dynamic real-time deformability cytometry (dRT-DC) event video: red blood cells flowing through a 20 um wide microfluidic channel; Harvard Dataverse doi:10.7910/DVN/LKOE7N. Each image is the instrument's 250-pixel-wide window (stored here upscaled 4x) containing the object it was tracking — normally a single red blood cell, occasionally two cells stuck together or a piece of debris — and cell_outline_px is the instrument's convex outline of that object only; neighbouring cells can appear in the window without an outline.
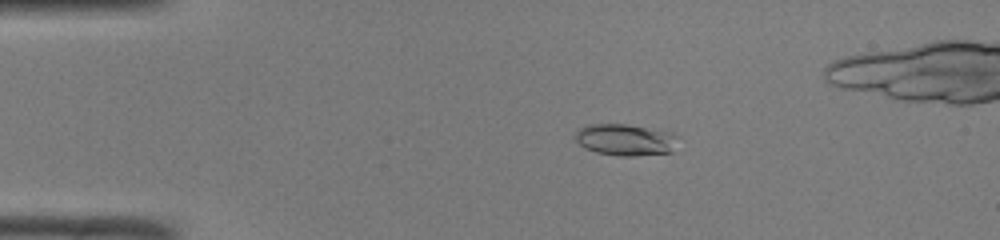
{"species": "common noctule bat (a hibernating species)", "species_latin": "Nyctalus noctula", "temperature_condition": "room temperature", "stored_images_in_passage": 47, "camera_frame_rate_fps": 3000, "um_per_image_px": 0.085, "animal": {"sex": "male", "body_mass_g": 19.0, "forearm_length_mm": 50.8}, "frame": {"image": 1, "passage_image": 11, "time_ms": 3.333, "image_size_px": [1000, 240], "cell_outline_px": [[680, 136], [672, 152], [636, 156], [620, 156], [596, 152], [584, 148], [576, 140], [576, 132], [580, 128], [588, 124], [624, 124], [672, 132]], "centroid_in_image_um": [53.2, 11.88], "position_along_channel_um": 31.8, "area_um2": 19.02}}
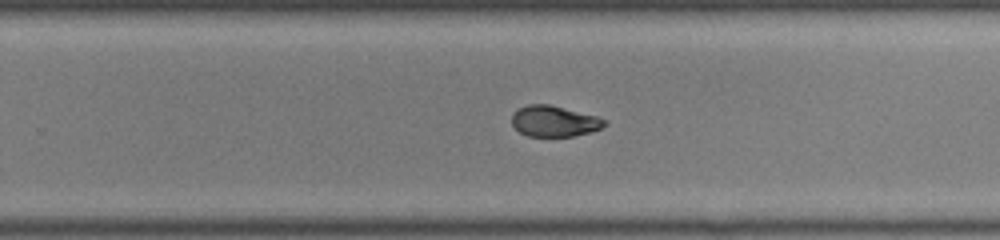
{"frame": {"image": 2, "passage_image": 33, "time_ms": 10.667, "image_size_px": [1000, 240], "cell_outline_px": [[608, 124], [592, 132], [572, 136], [528, 136], [520, 132], [512, 124], [512, 112], [516, 108], [528, 104], [548, 104], [596, 116], [608, 120]], "centroid_in_image_um": [47.1, 10.29], "position_along_channel_um": 282.7, "area_um2": 16.76}}
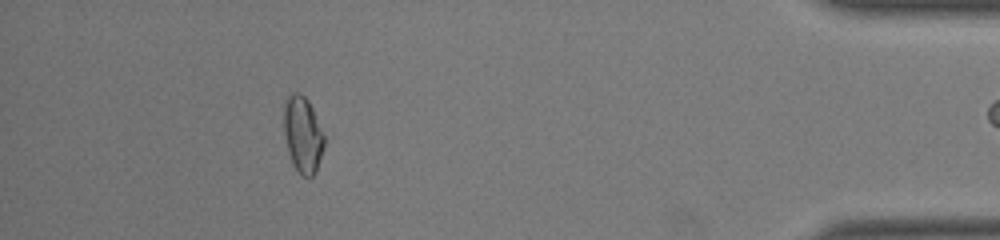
{"frame": {"image": 3, "passage_image": 46, "time_ms": 15.0, "image_size_px": [1000, 240], "cell_outline_px": [[324, 148], [316, 172], [312, 176], [304, 176], [292, 164], [288, 152], [284, 132], [284, 104], [288, 96], [292, 92], [300, 92], [308, 100], [312, 108], [324, 136]], "centroid_in_image_um": [25.73, 11.42], "position_along_channel_um": 409.5, "area_um2": 17.8}}